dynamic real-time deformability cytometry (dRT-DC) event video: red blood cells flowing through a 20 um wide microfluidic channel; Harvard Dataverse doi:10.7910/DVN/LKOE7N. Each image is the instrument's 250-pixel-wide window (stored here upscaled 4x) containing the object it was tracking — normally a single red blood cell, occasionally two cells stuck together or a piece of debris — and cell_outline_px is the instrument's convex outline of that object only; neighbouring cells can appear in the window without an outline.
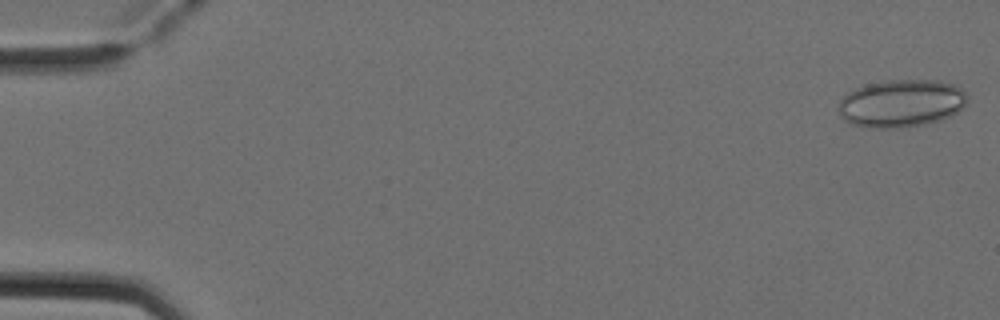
{"species": "Egyptian fruit bat (a non-hibernating species)", "species_latin": "Rousettus aegyptiacus", "temperature_condition": "cold", "stored_images_in_passage": 41, "camera_frame_rate_fps": 3000, "um_per_image_px": 0.085, "animal": {"sex": "female"}, "frame": {"image": 1, "passage_image": 1, "time_ms": 0.0, "image_size_px": [1000, 320], "cell_outline_px": [[968, 104], [956, 112], [940, 120], [924, 124], [900, 128], [872, 128], [852, 124], [844, 120], [840, 116], [836, 108], [840, 100], [848, 92], [856, 88], [868, 84], [888, 80], [936, 80], [956, 84], [968, 96]], "centroid_in_image_um": [76.6, 8.78], "position_along_channel_um": 8.4, "area_um2": 36.07}}
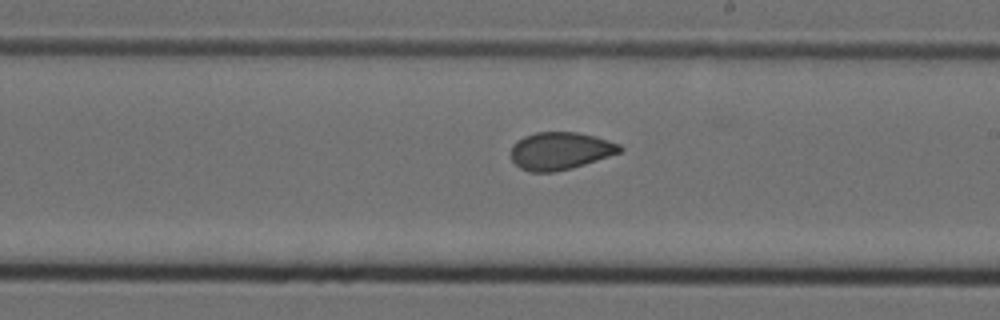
{"frame": {"image": 2, "passage_image": 30, "time_ms": 9.667, "image_size_px": [1000, 320], "cell_outline_px": [[624, 148], [620, 152], [572, 168], [552, 172], [532, 172], [520, 168], [512, 160], [512, 144], [516, 140], [524, 136], [536, 132], [576, 132], [596, 136], [620, 144]], "centroid_in_image_um": [47.61, 12.81], "position_along_channel_um": 241.4, "area_um2": 23.76}}
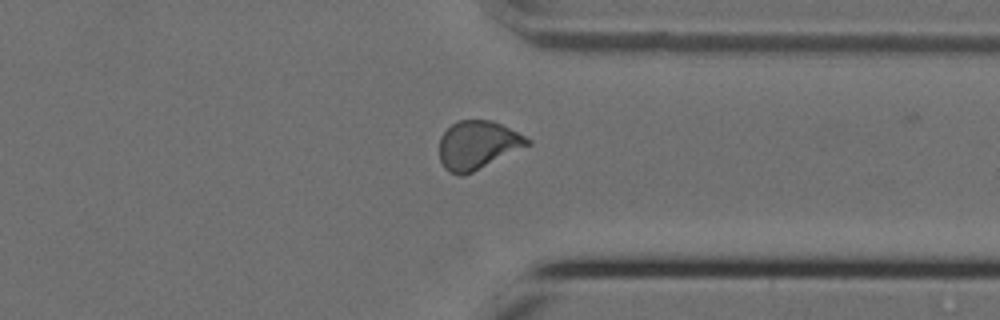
{"frame": {"image": 3, "passage_image": 40, "time_ms": 13.0, "image_size_px": [1000, 320], "cell_outline_px": [[532, 144], [472, 172], [460, 176], [444, 168], [440, 160], [440, 136], [456, 120], [492, 120], [532, 140]], "centroid_in_image_um": [40.6, 12.32], "position_along_channel_um": 370.8, "area_um2": 24.62}}